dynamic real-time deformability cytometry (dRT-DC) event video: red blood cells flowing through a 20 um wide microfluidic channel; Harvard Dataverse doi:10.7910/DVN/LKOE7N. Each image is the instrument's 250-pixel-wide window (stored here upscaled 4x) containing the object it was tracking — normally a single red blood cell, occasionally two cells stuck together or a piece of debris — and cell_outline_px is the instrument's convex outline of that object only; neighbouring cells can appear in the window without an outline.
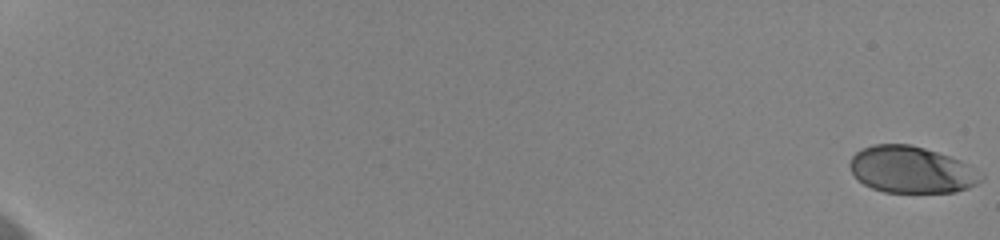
{"species": "human", "species_latin": "Homo sapiens", "temperature_condition": "cold", "stored_images_in_passage": 60, "camera_frame_rate_fps": 3000, "um_per_image_px": 0.085, "donor": {"sex": "female"}, "frame": {"image": 1, "passage_image": 1, "time_ms": 0.0, "image_size_px": [1000, 240], "cell_outline_px": [[984, 180], [968, 188], [956, 192], [884, 192], [872, 188], [864, 184], [852, 172], [848, 164], [852, 156], [856, 152], [872, 144], [912, 144], [960, 160], [984, 176]], "centroid_in_image_um": [77.46, 14.43], "position_along_channel_um": 7.5, "area_um2": 35.49}}
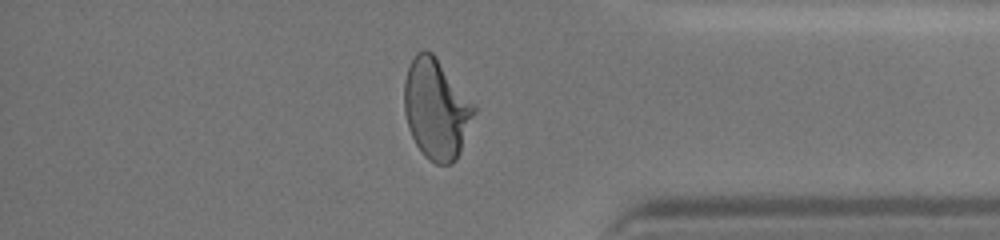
{"frame": {"image": 2, "passage_image": 53, "time_ms": 17.333, "image_size_px": [1000, 240], "cell_outline_px": [[476, 112], [460, 152], [456, 160], [452, 164], [436, 164], [428, 160], [424, 156], [416, 144], [408, 128], [404, 112], [404, 80], [408, 68], [416, 52], [424, 48], [432, 52], [436, 56], [476, 104]], "centroid_in_image_um": [37.09, 9.25], "position_along_channel_um": 398.1, "area_um2": 41.27}}
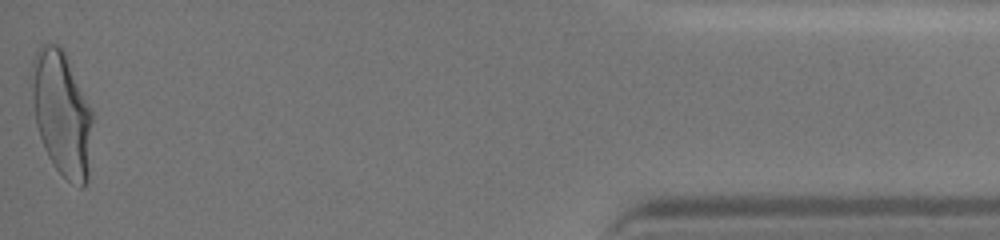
{"frame": {"image": 3, "passage_image": 60, "time_ms": 19.667, "image_size_px": [1000, 240], "cell_outline_px": [[92, 120], [88, 180], [80, 188], [68, 180], [52, 164], [44, 148], [36, 124], [32, 100], [28, 72], [32, 60], [40, 44], [56, 44], [64, 52], [92, 108]], "centroid_in_image_um": [5.22, 9.6], "position_along_channel_um": 430.0, "area_um2": 44.45}, "authors_computed_cell_mechanics": {"area_um2": 38.726, "velocity_mm_per_s": 3.6257, "shape_relaxation_time_tau1_ms": 3.9374, "shape_relaxation_time_tau2_ms": null, "deformation_change_tau1": 0.1701, "deformation_change_tau2": null}}